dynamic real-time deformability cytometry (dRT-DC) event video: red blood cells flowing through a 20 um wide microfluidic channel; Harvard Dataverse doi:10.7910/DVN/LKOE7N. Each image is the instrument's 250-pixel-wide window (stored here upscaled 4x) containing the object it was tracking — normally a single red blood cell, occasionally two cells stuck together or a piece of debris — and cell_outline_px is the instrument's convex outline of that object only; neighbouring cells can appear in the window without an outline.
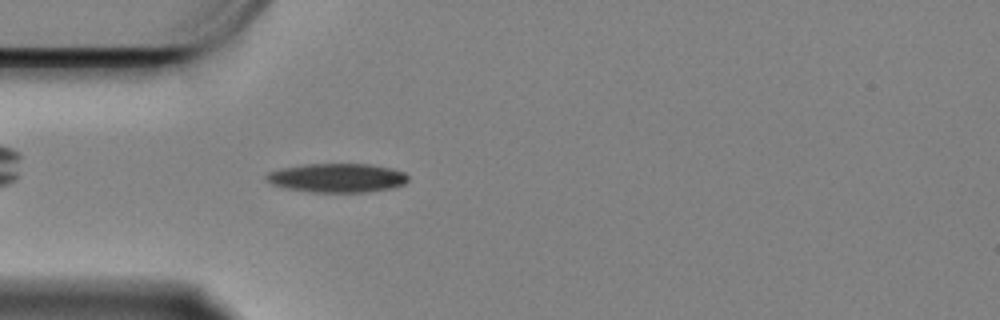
{"species": "Egyptian fruit bat (a non-hibernating species)", "species_latin": "Rousettus aegyptiacus", "temperature_condition": "cold", "stored_images_in_passage": 49, "camera_frame_rate_fps": 3000, "um_per_image_px": 0.085, "animal": {"sex": "female"}, "frame": {"image": 1, "passage_image": 6, "time_ms": 1.667, "image_size_px": [1000, 320], "cell_outline_px": [[408, 180], [404, 184], [392, 188], [368, 192], [312, 192], [288, 188], [272, 184], [264, 176], [268, 172], [284, 168], [308, 164], [368, 164], [392, 168], [404, 172], [408, 176]], "centroid_in_image_um": [28.7, 15.12], "position_along_channel_um": 56.3, "area_um2": 23.76}}
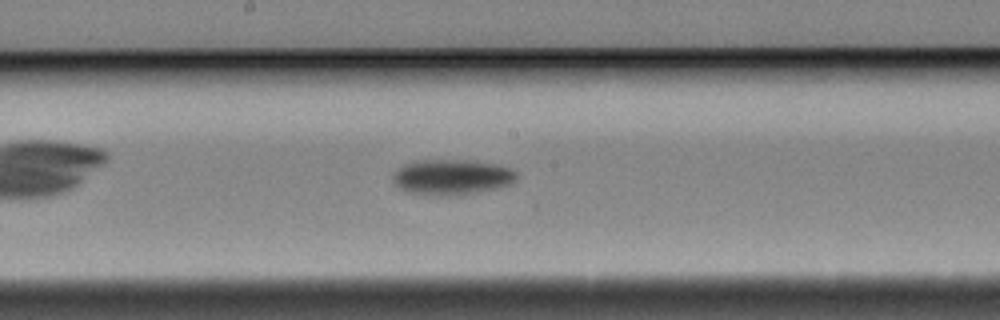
{"frame": {"image": 2, "passage_image": 20, "time_ms": 6.333, "image_size_px": [1000, 320], "cell_outline_px": [[516, 176], [508, 184], [496, 188], [460, 196], [432, 196], [404, 192], [392, 180], [392, 176], [404, 164], [416, 160], [464, 160], [492, 164], [508, 168], [516, 172]], "centroid_in_image_um": [38.32, 15.08], "position_along_channel_um": 209.9, "area_um2": 25.43}}
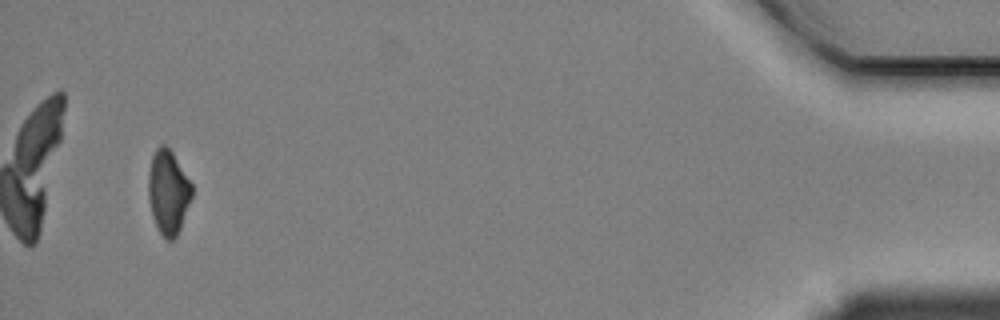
{"frame": {"image": 3, "passage_image": 46, "time_ms": 15.0, "image_size_px": [1000, 320], "cell_outline_px": [[192, 196], [180, 228], [176, 236], [172, 240], [168, 240], [160, 232], [152, 216], [148, 196], [148, 172], [152, 156], [156, 148], [160, 144], [164, 144], [172, 152], [192, 184]], "centroid_in_image_um": [14.28, 16.3], "position_along_channel_um": 420.9, "area_um2": 21.1}, "authors_computed_cell_mechanics": {"area_um2": 23.2934, "velocity_mm_per_s": 3.348, "shape_relaxation_time_tau1_ms": 3.8391, "shape_relaxation_time_tau2_ms": null, "deformation_change_tau1": 0.1216, "deformation_change_tau2": null}}